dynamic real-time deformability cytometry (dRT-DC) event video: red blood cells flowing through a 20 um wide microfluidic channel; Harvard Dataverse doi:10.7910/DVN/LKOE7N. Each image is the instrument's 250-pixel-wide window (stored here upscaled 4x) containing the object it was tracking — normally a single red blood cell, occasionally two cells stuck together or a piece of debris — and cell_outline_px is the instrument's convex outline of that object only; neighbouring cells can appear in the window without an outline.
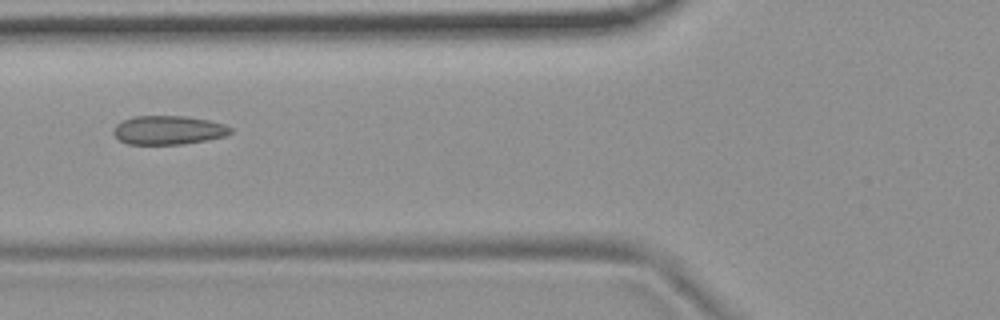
{"species": "common noctule bat (a hibernating species)", "species_latin": "Nyctalus noctula", "temperature_condition": "room temperature", "stored_images_in_passage": 54, "camera_frame_rate_fps": 3000, "um_per_image_px": 0.085, "animal": {"sex": "female", "body_mass_g": 19.9}, "frame": {"image": 1, "passage_image": 21, "time_ms": 6.667, "image_size_px": [1000, 320], "cell_outline_px": [[232, 132], [224, 136], [208, 140], [184, 144], [128, 144], [120, 140], [112, 132], [116, 124], [124, 120], [136, 116], [188, 116], [208, 120], [224, 124], [232, 128]], "centroid_in_image_um": [14.33, 11.06], "position_along_channel_um": 111.5, "area_um2": 19.65}}
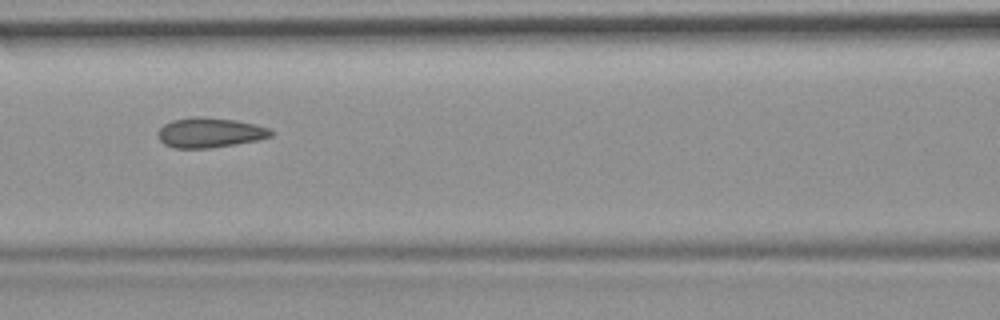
{"frame": {"image": 2, "passage_image": 24, "time_ms": 7.667, "image_size_px": [1000, 320], "cell_outline_px": [[272, 136], [260, 140], [236, 144], [208, 148], [176, 148], [164, 144], [160, 140], [156, 132], [164, 124], [172, 120], [196, 116], [236, 120], [256, 124], [268, 128], [272, 132]], "centroid_in_image_um": [17.83, 11.27], "position_along_channel_um": 148.8, "area_um2": 19.71}}
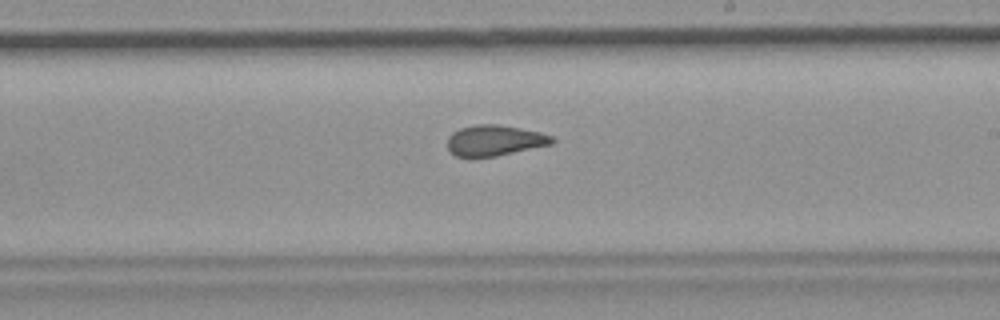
{"frame": {"image": 3, "passage_image": 32, "time_ms": 10.333, "image_size_px": [1000, 320], "cell_outline_px": [[556, 140], [552, 144], [496, 156], [456, 156], [448, 148], [448, 136], [452, 132], [460, 128], [476, 124], [496, 124], [520, 128], [540, 132], [552, 136]], "centroid_in_image_um": [42.06, 11.92], "position_along_channel_um": 246.9, "area_um2": 18.55}, "authors_computed_cell_mechanics": {"area_um2": 19.7965, "velocity_mm_per_s": 3.7051, "shape_relaxation_time_tau1_ms": null, "shape_relaxation_time_tau2_ms": 1.5783, "deformation_change_tau1": null, "deformation_change_tau2": 0.0903}}